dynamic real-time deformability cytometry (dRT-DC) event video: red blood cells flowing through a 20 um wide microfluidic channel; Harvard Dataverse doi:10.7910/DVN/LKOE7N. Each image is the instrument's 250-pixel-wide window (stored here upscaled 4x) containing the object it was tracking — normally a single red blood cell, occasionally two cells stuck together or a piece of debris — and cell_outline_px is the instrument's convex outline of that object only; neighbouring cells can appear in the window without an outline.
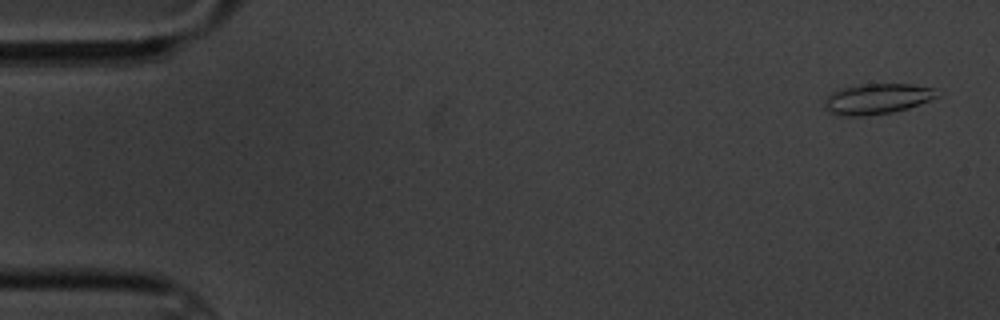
{"species": "common noctule bat (a hibernating species)", "species_latin": "Nyctalus noctula", "temperature_condition": "cold", "stored_images_in_passage": 5, "camera_frame_rate_fps": 3000, "um_per_image_px": 0.085, "animal": {"sex": "male", "body_mass_g": 20.1, "forearm_length_mm": 53.5}, "frame": {"image": 1, "passage_image": 1, "time_ms": 0.0, "image_size_px": [1000, 320], "cell_outline_px": [[940, 96], [908, 108], [892, 112], [868, 116], [844, 116], [828, 112], [824, 108], [824, 100], [832, 92], [844, 88], [868, 84], [908, 84], [936, 88]], "centroid_in_image_um": [74.56, 8.41], "position_along_channel_um": 10.4, "area_um2": 19.94}}